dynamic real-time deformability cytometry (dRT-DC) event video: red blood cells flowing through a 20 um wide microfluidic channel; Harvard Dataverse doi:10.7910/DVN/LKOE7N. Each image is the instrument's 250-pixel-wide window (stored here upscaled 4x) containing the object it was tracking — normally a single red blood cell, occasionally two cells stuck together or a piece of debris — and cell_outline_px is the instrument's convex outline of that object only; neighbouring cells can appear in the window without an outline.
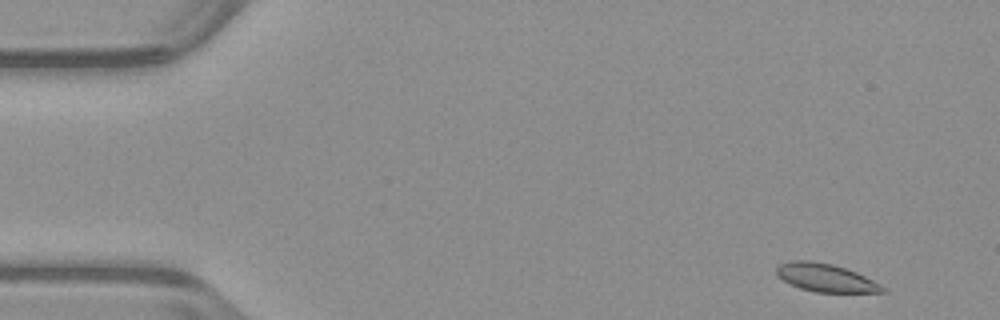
{"species": "common noctule bat (a hibernating species)", "species_latin": "Nyctalus noctula", "temperature_condition": "warm", "stored_images_in_passage": 50, "camera_frame_rate_fps": 3000, "um_per_image_px": 0.085, "animal": {"sex": "male", "body_mass_g": 23.1, "forearm_length_mm": 52.7}, "frame": {"image": 1, "passage_image": 1, "time_ms": 0.0, "image_size_px": [1000, 320], "cell_outline_px": [[888, 292], [816, 292], [800, 288], [788, 284], [776, 276], [776, 268], [780, 264], [792, 260], [808, 260], [832, 264], [856, 272], [888, 288]], "centroid_in_image_um": [70.16, 23.61], "position_along_channel_um": 14.8, "area_um2": 17.4}}
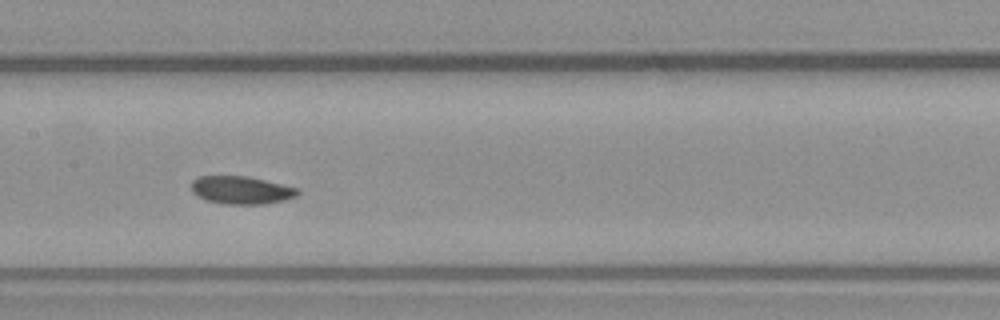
{"frame": {"image": 2, "passage_image": 23, "time_ms": 7.333, "image_size_px": [1000, 320], "cell_outline_px": [[300, 192], [296, 196], [284, 200], [264, 204], [224, 204], [204, 200], [196, 196], [192, 192], [192, 180], [200, 176], [248, 176], [300, 188]], "centroid_in_image_um": [20.51, 16.16], "position_along_channel_um": 186.9, "area_um2": 17.46}}
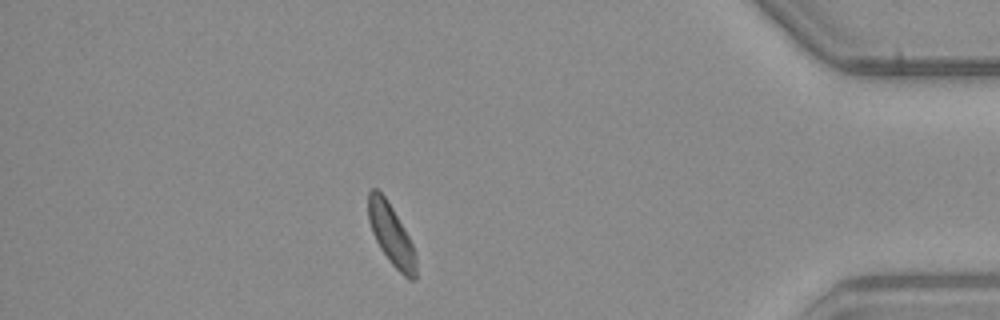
{"frame": {"image": 3, "passage_image": 43, "time_ms": 14.0, "image_size_px": [1000, 320], "cell_outline_px": [[416, 280], [408, 280], [388, 260], [380, 248], [372, 232], [368, 220], [368, 192], [372, 188], [376, 188], [384, 196], [392, 208], [408, 236], [416, 252]], "centroid_in_image_um": [33.25, 19.97], "position_along_channel_um": 402.0, "area_um2": 16.82}, "authors_computed_cell_mechanics": {"area_um2": 17.4556, "velocity_mm_per_s": 3.9186, "shape_relaxation_time_tau1_ms": 5.6098, "shape_relaxation_time_tau2_ms": null, "deformation_change_tau1": 0.1146, "deformation_change_tau2": null}}